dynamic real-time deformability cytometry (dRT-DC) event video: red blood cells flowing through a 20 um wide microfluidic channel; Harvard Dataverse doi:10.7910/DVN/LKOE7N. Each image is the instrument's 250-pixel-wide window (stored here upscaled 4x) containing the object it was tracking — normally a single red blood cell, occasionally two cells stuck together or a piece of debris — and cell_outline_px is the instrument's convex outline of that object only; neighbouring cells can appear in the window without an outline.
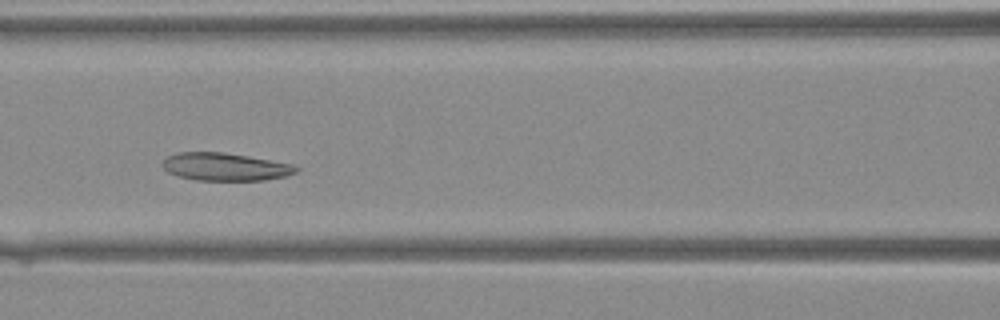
{"species": "Egyptian fruit bat (a non-hibernating species)", "species_latin": "Rousettus aegyptiacus", "temperature_condition": "warm", "stored_images_in_passage": 36, "camera_frame_rate_fps": 3000, "um_per_image_px": 0.085, "animal": {"sex": "female"}, "frame": {"image": 1, "passage_image": 13, "time_ms": 4.0, "image_size_px": [1000, 320], "cell_outline_px": [[300, 172], [284, 176], [264, 180], [196, 180], [176, 176], [168, 172], [164, 168], [164, 160], [168, 156], [176, 152], [224, 152], [292, 164], [300, 168]], "centroid_in_image_um": [19.15, 14.18], "position_along_channel_um": 147.4, "area_um2": 21.56}}
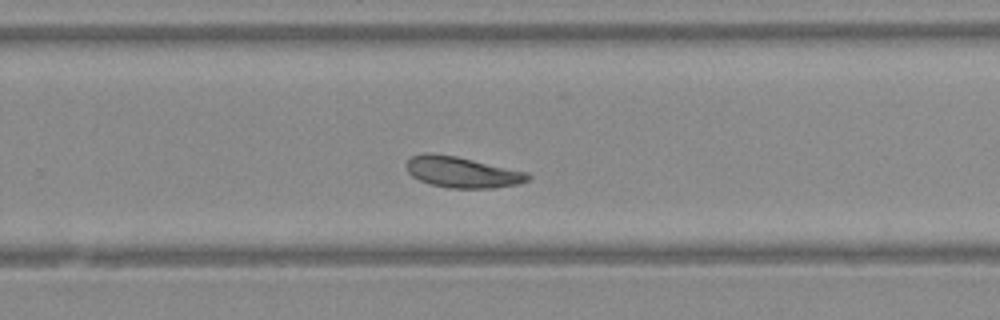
{"frame": {"image": 2, "passage_image": 22, "time_ms": 7.0, "image_size_px": [1000, 320], "cell_outline_px": [[532, 176], [528, 180], [520, 184], [496, 188], [448, 188], [428, 184], [412, 176], [408, 172], [404, 164], [412, 156], [428, 152], [456, 156], [528, 172]], "centroid_in_image_um": [39.28, 14.64], "position_along_channel_um": 290.5, "area_um2": 22.14}}
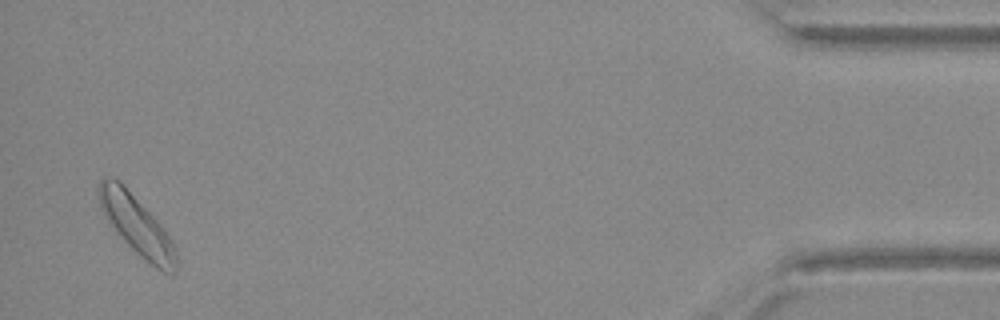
{"frame": {"image": 3, "passage_image": 35, "time_ms": 11.333, "image_size_px": [1000, 320], "cell_outline_px": [[176, 272], [172, 276], [156, 268], [140, 256], [116, 232], [100, 208], [96, 192], [96, 188], [100, 180], [104, 176], [116, 180], [124, 184], [160, 224], [172, 240], [176, 248]], "centroid_in_image_um": [11.6, 19.13], "position_along_channel_um": 423.6, "area_um2": 26.53}}